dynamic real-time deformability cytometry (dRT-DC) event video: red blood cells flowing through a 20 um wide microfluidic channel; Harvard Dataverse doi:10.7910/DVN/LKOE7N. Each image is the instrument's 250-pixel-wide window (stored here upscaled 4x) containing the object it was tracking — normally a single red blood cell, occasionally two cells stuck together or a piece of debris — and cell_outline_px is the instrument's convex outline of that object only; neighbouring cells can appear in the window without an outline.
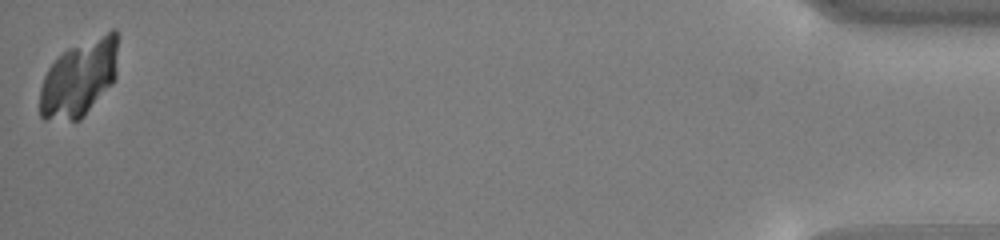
{"species": "common noctule bat (a hibernating species)", "species_latin": "Nyctalus noctula", "temperature_condition": "cold", "stored_images_in_passage": 44, "camera_frame_rate_fps": 3000, "um_per_image_px": 0.085, "animal": {"sex": "male", "body_mass_g": 13.0, "forearm_length_mm": 53.1}, "frame": {"image": 1, "passage_image": 44, "time_ms": 14.333, "image_size_px": [1000, 240], "cell_outline_px": [[120, 36], [116, 76], [112, 84], [84, 116], [80, 120], [44, 120], [40, 116], [40, 88], [44, 76], [48, 68], [68, 48], [112, 28], [116, 28]], "centroid_in_image_um": [6.79, 6.59], "position_along_channel_um": 428.4, "area_um2": 35.55}}